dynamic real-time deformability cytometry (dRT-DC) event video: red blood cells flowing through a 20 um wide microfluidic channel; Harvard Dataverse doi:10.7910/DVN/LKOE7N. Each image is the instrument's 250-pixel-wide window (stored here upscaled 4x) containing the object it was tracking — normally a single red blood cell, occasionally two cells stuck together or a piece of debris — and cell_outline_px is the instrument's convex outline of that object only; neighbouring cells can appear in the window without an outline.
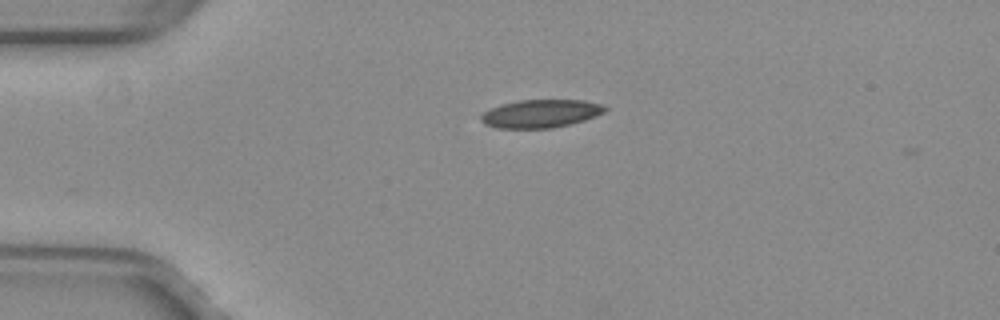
{"species": "common noctule bat (a hibernating species)", "species_latin": "Nyctalus noctula", "temperature_condition": "warm", "stored_images_in_passage": 31, "camera_frame_rate_fps": 3000, "um_per_image_px": 0.085, "animal": {"sex": "female", "body_mass_g": 29.2, "forearm_length_mm": 56.3}, "frame": {"image": 1, "passage_image": 1, "time_ms": 0.0, "image_size_px": [1000, 320], "cell_outline_px": [[608, 108], [604, 112], [596, 116], [584, 120], [552, 128], [496, 128], [484, 124], [480, 120], [480, 116], [484, 112], [500, 104], [520, 100], [584, 100], [604, 104]], "centroid_in_image_um": [45.97, 9.65], "position_along_channel_um": 39.0, "area_um2": 20.35}}
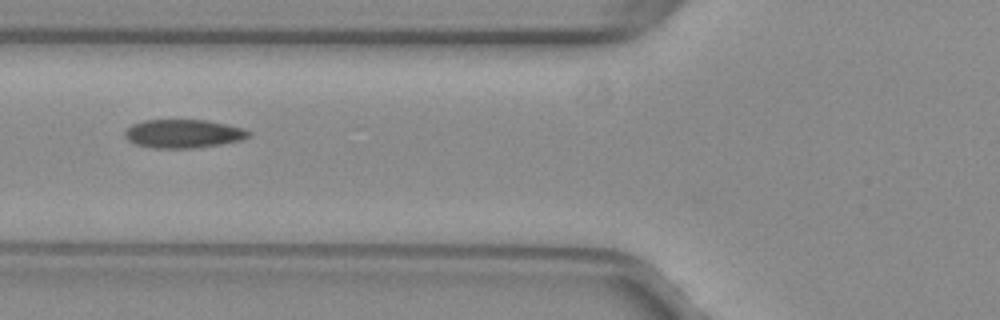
{"frame": {"image": 2, "passage_image": 9, "time_ms": 2.667, "image_size_px": [1000, 320], "cell_outline_px": [[252, 132], [248, 136], [240, 140], [220, 144], [196, 148], [152, 148], [136, 144], [128, 140], [124, 136], [124, 132], [132, 124], [144, 120], [208, 120], [244, 128]], "centroid_in_image_um": [15.57, 11.36], "position_along_channel_um": 110.2, "area_um2": 20.58}}
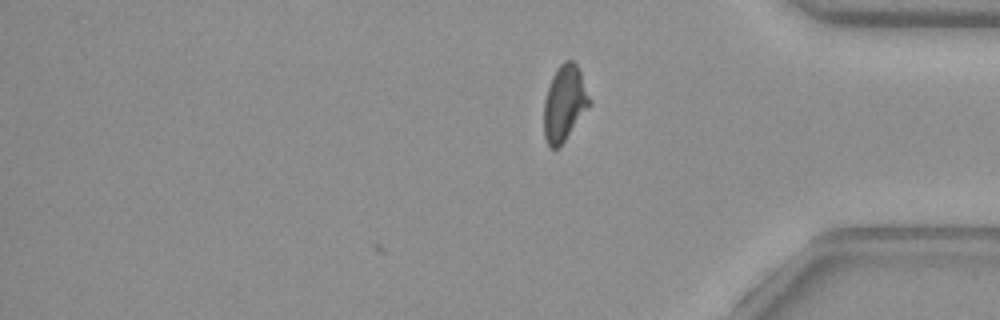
{"frame": {"image": 3, "passage_image": 31, "time_ms": 10.0, "image_size_px": [1000, 320], "cell_outline_px": [[592, 104], [560, 148], [548, 148], [544, 136], [544, 100], [552, 76], [556, 68], [564, 60], [572, 60], [576, 64], [580, 72]], "centroid_in_image_um": [47.98, 8.82], "position_along_channel_um": 387.2, "area_um2": 20.35}, "authors_computed_cell_mechanics": {"area_um2": 20.3456, "velocity_mm_per_s": 3.9921, "shape_relaxation_time_tau1_ms": null, "shape_relaxation_time_tau2_ms": 1.9915, "deformation_change_tau1": null, "deformation_change_tau2": 0.0669}}